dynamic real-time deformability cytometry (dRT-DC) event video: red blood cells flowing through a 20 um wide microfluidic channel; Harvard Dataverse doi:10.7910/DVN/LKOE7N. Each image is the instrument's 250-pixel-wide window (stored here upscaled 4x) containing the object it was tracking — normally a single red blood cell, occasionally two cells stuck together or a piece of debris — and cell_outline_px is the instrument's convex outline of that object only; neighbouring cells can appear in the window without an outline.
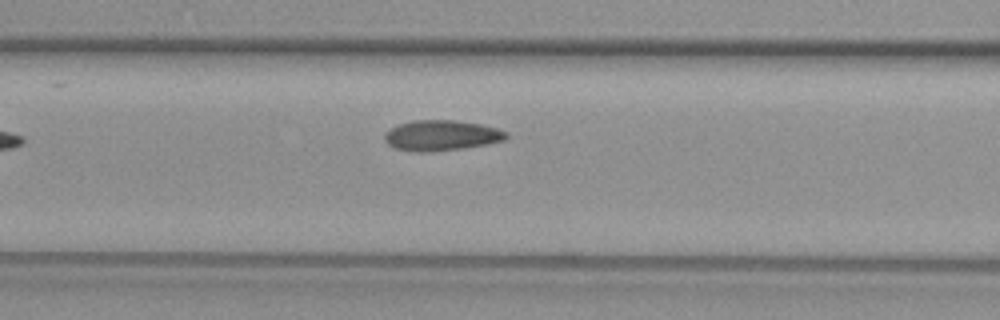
{"species": "common noctule bat (a hibernating species)", "species_latin": "Nyctalus noctula", "temperature_condition": "warm", "stored_images_in_passage": 6, "camera_frame_rate_fps": 3000, "um_per_image_px": 0.085, "animal": {"sex": "female", "body_mass_g": 29.2, "forearm_length_mm": 56.3}, "frame": {"image": 1, "passage_image": 6, "time_ms": 6.0, "image_size_px": [1000, 320], "cell_outline_px": [[508, 136], [504, 140], [488, 144], [460, 148], [424, 152], [416, 152], [396, 148], [388, 144], [384, 140], [384, 132], [400, 124], [412, 120], [452, 120], [480, 124], [496, 128], [508, 132]], "centroid_in_image_um": [37.51, 11.51], "position_along_channel_um": 129.1, "area_um2": 21.39}}